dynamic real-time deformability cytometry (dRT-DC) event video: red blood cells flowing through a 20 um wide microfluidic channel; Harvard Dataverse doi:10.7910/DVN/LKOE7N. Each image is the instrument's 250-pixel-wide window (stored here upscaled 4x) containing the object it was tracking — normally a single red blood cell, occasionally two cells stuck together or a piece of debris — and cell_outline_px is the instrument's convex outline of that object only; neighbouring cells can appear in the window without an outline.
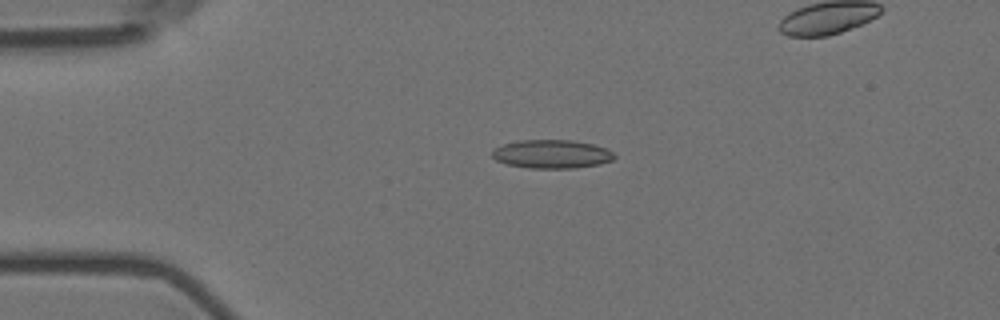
{"species": "Egyptian fruit bat (a non-hibernating species)", "species_latin": "Rousettus aegyptiacus", "temperature_condition": "room temperature", "stored_images_in_passage": 6, "segment_of_instrument_passage": [1, 2], "camera_frame_rate_fps": 3000, "um_per_image_px": 0.085, "animal": {"sex": "female"}, "frame": {"image": 1, "passage_image": 4, "time_ms": 1.0, "image_size_px": [1000, 320], "cell_outline_px": [[616, 156], [612, 160], [600, 164], [572, 168], [528, 168], [508, 164], [496, 160], [492, 156], [492, 152], [496, 148], [504, 144], [516, 140], [572, 140], [592, 144], [608, 148]], "centroid_in_image_um": [46.92, 13.09], "position_along_channel_um": 38.1, "area_um2": 20.29}}